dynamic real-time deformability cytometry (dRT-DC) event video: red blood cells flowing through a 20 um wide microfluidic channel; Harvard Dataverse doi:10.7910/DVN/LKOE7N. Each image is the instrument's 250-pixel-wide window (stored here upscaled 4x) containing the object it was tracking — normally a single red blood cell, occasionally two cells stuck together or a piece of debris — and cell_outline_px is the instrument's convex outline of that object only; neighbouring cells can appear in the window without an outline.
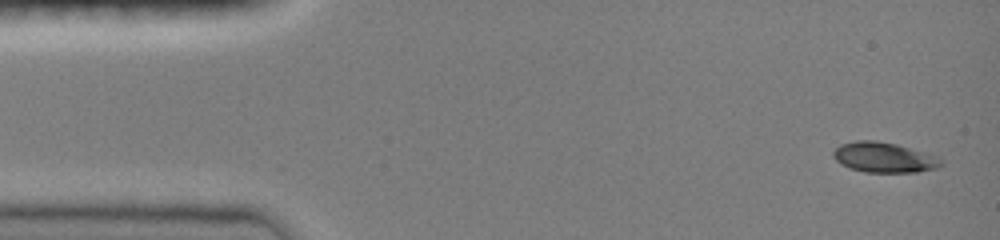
{"species": "common noctule bat (a hibernating species)", "species_latin": "Nyctalus noctula", "temperature_condition": "room temperature", "stored_images_in_passage": 26, "camera_frame_rate_fps": 3000, "um_per_image_px": 0.085, "animal": {"sex": "female", "body_mass_g": 19.0, "forearm_length_mm": 51.5}, "frame": {"image": 1, "passage_image": 1, "time_ms": 0.0, "image_size_px": [1000, 240], "cell_outline_px": [[944, 164], [936, 168], [916, 172], [864, 172], [840, 164], [832, 156], [832, 152], [840, 144], [856, 140], [876, 140], [896, 144], [940, 156], [944, 160]], "centroid_in_image_um": [75.17, 13.37], "position_along_channel_um": 9.8, "area_um2": 19.19}}
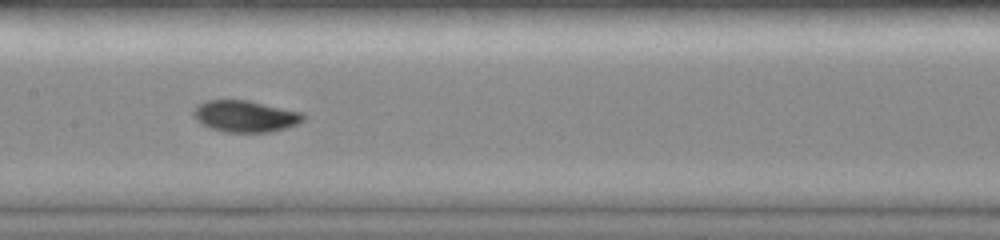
{"frame": {"image": 2, "passage_image": 15, "time_ms": 4.667, "image_size_px": [1000, 240], "cell_outline_px": [[304, 120], [296, 124], [284, 128], [268, 132], [224, 132], [208, 128], [196, 120], [192, 116], [192, 112], [200, 104], [208, 100], [248, 100], [304, 112]], "centroid_in_image_um": [20.84, 9.88], "position_along_channel_um": 186.6, "area_um2": 20.23}}
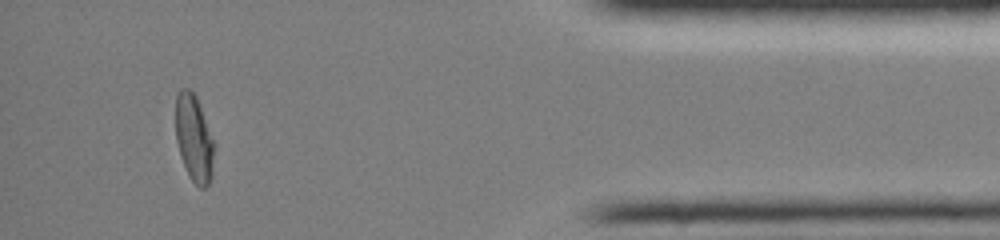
{"frame": {"image": 3, "passage_image": 25, "time_ms": 8.0, "image_size_px": [1000, 240], "cell_outline_px": [[212, 176], [208, 184], [204, 188], [200, 188], [188, 176], [180, 156], [176, 140], [176, 96], [180, 88], [188, 88], [196, 96], [212, 140]], "centroid_in_image_um": [16.44, 11.77], "position_along_channel_um": 418.8, "area_um2": 18.96}}